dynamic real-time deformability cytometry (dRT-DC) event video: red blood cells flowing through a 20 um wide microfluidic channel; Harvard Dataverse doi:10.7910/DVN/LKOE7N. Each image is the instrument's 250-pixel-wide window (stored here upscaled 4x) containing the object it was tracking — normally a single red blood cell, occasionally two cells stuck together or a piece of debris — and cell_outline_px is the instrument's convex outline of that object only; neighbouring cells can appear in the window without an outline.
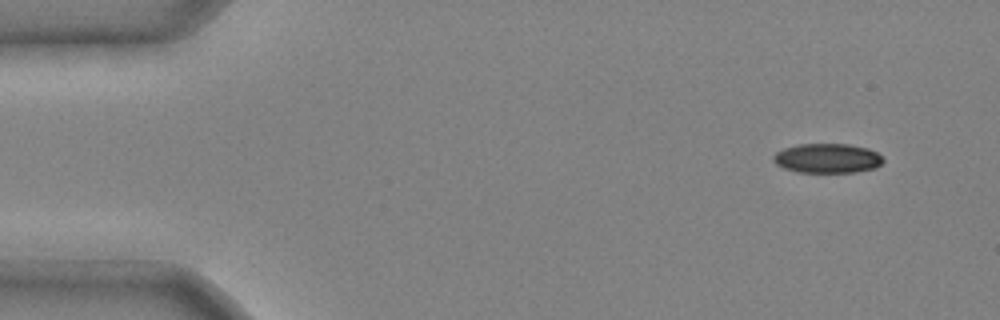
{"species": "common noctule bat (a hibernating species)", "species_latin": "Nyctalus noctula", "temperature_condition": "cold", "stored_images_in_passage": 3, "camera_frame_rate_fps": 3000, "um_per_image_px": 0.085, "animal": {"sex": "male", "body_mass_g": 20.4}, "frame": {"image": 1, "passage_image": 1, "time_ms": 0.0, "image_size_px": [1000, 320], "cell_outline_px": [[884, 160], [876, 168], [856, 172], [796, 172], [784, 168], [776, 164], [772, 160], [772, 156], [776, 152], [784, 148], [800, 144], [848, 144], [868, 148], [876, 152]], "centroid_in_image_um": [70.3, 13.45], "position_along_channel_um": 14.7, "area_um2": 18.9}}
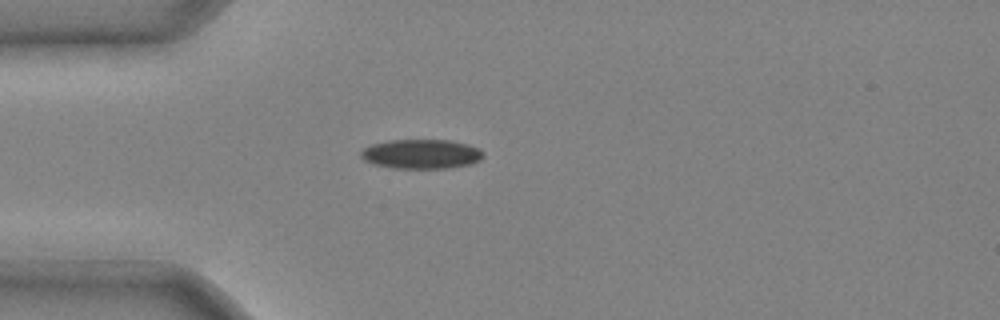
{"frame": {"image": 2, "passage_image": 3, "time_ms": 0.667, "image_size_px": [1000, 320], "cell_outline_px": [[484, 156], [480, 160], [468, 164], [444, 168], [392, 168], [372, 164], [364, 160], [360, 156], [360, 152], [364, 148], [372, 144], [388, 140], [452, 140], [468, 144], [480, 148], [484, 152]], "centroid_in_image_um": [35.8, 13.08], "position_along_channel_um": 49.2, "area_um2": 21.1}}